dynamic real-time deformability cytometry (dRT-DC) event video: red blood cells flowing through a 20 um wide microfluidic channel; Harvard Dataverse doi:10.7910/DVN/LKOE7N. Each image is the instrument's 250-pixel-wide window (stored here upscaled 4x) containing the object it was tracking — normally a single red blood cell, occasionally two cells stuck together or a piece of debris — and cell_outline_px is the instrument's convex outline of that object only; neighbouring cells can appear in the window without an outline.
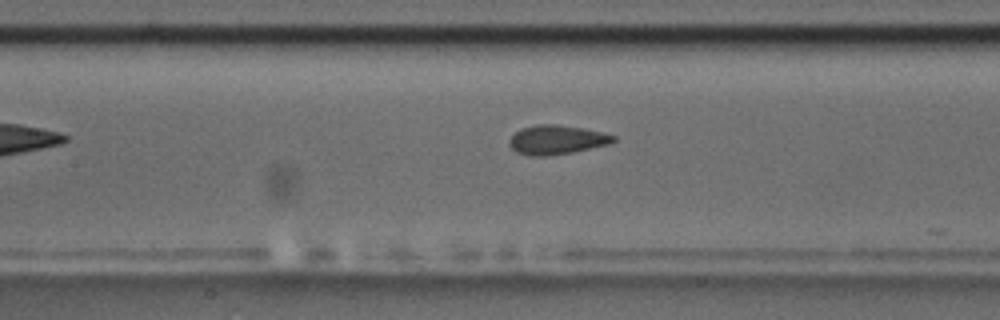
{"species": "common noctule bat (a hibernating species)", "species_latin": "Nyctalus noctula", "temperature_condition": "room temperature", "stored_images_in_passage": 10, "camera_frame_rate_fps": 3000, "um_per_image_px": 0.085, "animal": {"sex": "male", "body_mass_g": 17.5, "forearm_length_mm": 52.3}, "frame": {"image": 1, "passage_image": 9, "time_ms": 2.667, "image_size_px": [1000, 320], "cell_outline_px": [[616, 140], [608, 144], [572, 152], [544, 156], [528, 156], [516, 152], [508, 144], [508, 140], [520, 128], [536, 124], [556, 124], [584, 128], [604, 132], [616, 136]], "centroid_in_image_um": [47.3, 11.87], "position_along_channel_um": 160.1, "area_um2": 17.8}}